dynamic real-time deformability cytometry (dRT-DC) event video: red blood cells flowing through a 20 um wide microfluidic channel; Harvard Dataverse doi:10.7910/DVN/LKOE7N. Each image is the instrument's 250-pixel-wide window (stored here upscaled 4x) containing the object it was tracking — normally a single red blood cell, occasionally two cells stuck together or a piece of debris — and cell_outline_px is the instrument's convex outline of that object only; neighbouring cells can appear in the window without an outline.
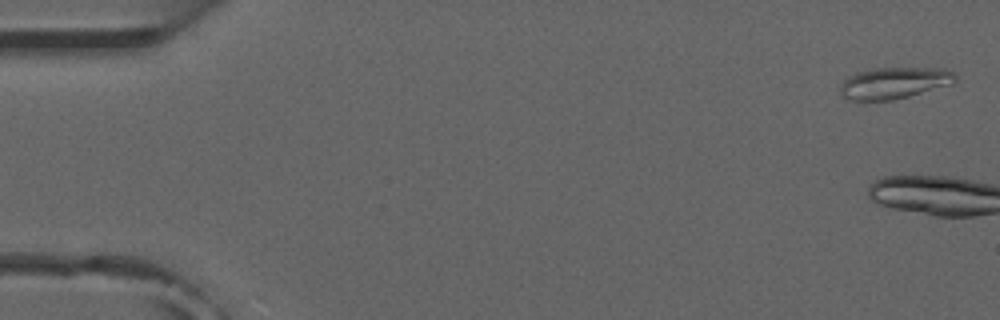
{"species": "common noctule bat (a hibernating species)", "species_latin": "Nyctalus noctula", "temperature_condition": "room temperature", "stored_images_in_passage": 10, "camera_frame_rate_fps": 3000, "um_per_image_px": 0.085, "animal": {"sex": "male", "forearm_length_mm": 52.5}, "frame": {"image": 1, "passage_image": 1, "time_ms": 0.0, "image_size_px": [1000, 320], "cell_outline_px": [[956, 80], [952, 84], [908, 96], [892, 100], [852, 100], [844, 96], [840, 92], [840, 88], [844, 80], [848, 76], [856, 72], [876, 68], [944, 68], [952, 72], [956, 76]], "centroid_in_image_um": [76.01, 7.04], "position_along_channel_um": 9.0, "area_um2": 20.92}}
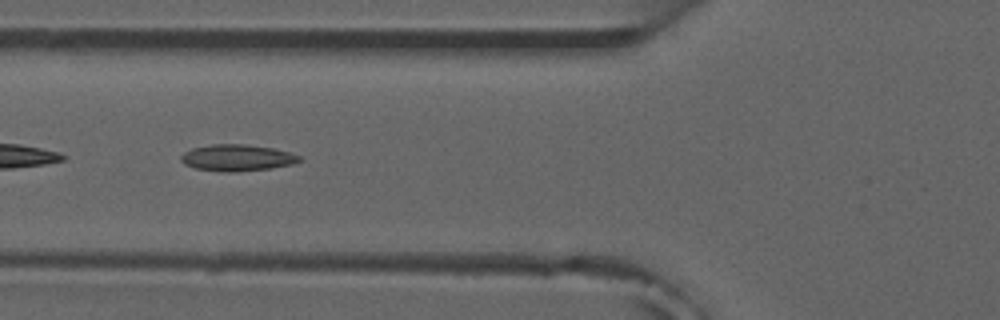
{"frame": {"image": 2, "passage_image": 7, "time_ms": 7.0, "image_size_px": [1000, 320], "cell_outline_px": [[304, 160], [292, 164], [272, 168], [236, 172], [220, 172], [196, 168], [184, 164], [180, 160], [180, 156], [184, 152], [192, 148], [212, 144], [244, 144], [272, 148], [288, 152], [300, 156]], "centroid_in_image_um": [20.14, 13.42], "position_along_channel_um": 105.7, "area_um2": 18.38}}